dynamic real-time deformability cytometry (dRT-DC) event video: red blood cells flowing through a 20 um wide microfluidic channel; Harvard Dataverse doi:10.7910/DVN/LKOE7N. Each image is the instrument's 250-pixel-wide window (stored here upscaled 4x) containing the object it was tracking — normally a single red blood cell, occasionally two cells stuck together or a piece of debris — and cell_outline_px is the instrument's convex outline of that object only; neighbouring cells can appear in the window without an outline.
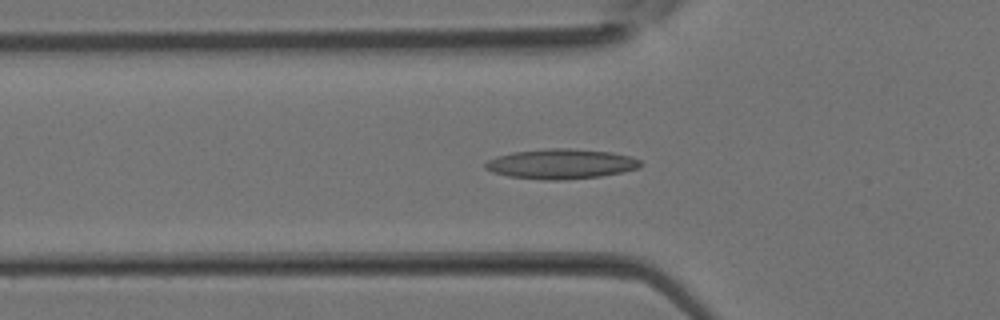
{"species": "Egyptian fruit bat (a non-hibernating species)", "species_latin": "Rousettus aegyptiacus", "temperature_condition": "room temperature", "stored_images_in_passage": 28, "camera_frame_rate_fps": 3000, "um_per_image_px": 0.085, "animal": {"sex": "female"}, "frame": {"image": 1, "passage_image": 3, "time_ms": 0.667, "image_size_px": [1000, 320], "cell_outline_px": [[640, 164], [636, 168], [620, 172], [600, 176], [564, 180], [544, 180], [508, 176], [492, 172], [484, 168], [484, 164], [488, 160], [496, 156], [512, 152], [548, 148], [568, 148], [612, 152], [632, 156], [640, 160]], "centroid_in_image_um": [47.64, 13.93], "position_along_channel_um": 78.2, "area_um2": 27.05}}
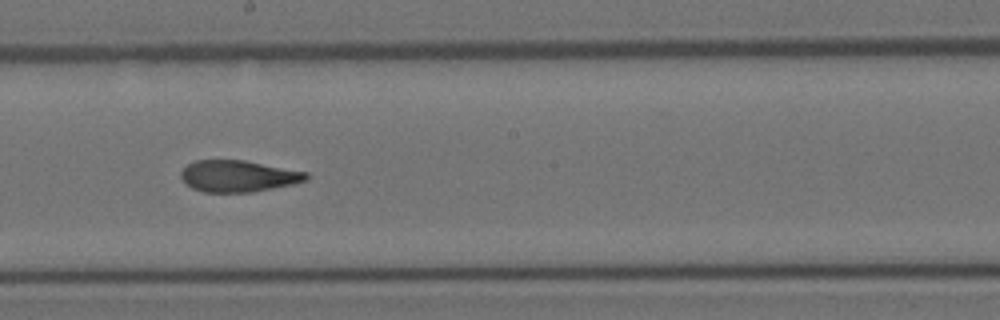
{"frame": {"image": 2, "passage_image": 11, "time_ms": 3.333, "image_size_px": [1000, 320], "cell_outline_px": [[308, 176], [304, 180], [292, 184], [252, 192], [204, 192], [192, 188], [184, 184], [180, 176], [180, 172], [188, 164], [196, 160], [244, 160], [308, 172]], "centroid_in_image_um": [20.2, 14.97], "position_along_channel_um": 228.0, "area_um2": 22.95}}
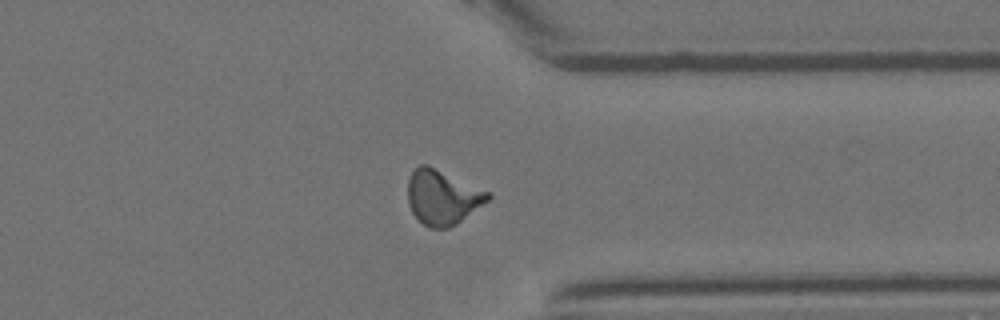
{"frame": {"image": 3, "passage_image": 19, "time_ms": 6.0, "image_size_px": [1000, 320], "cell_outline_px": [[492, 196], [488, 200], [456, 224], [448, 228], [428, 228], [412, 212], [408, 204], [408, 180], [412, 172], [420, 164], [428, 164], [492, 192]], "centroid_in_image_um": [37.62, 16.74], "position_along_channel_um": 373.8, "area_um2": 25.61}}